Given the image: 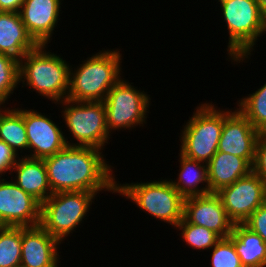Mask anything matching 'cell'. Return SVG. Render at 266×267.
Masks as SVG:
<instances>
[{"label": "cell", "mask_w": 266, "mask_h": 267, "mask_svg": "<svg viewBox=\"0 0 266 267\" xmlns=\"http://www.w3.org/2000/svg\"><path fill=\"white\" fill-rule=\"evenodd\" d=\"M103 151L94 147L66 146L43 159L52 193L102 191L116 193L114 168ZM108 163V164H107Z\"/></svg>", "instance_id": "6da1fadb"}, {"label": "cell", "mask_w": 266, "mask_h": 267, "mask_svg": "<svg viewBox=\"0 0 266 267\" xmlns=\"http://www.w3.org/2000/svg\"><path fill=\"white\" fill-rule=\"evenodd\" d=\"M47 46L37 45L19 60V83L57 105L67 98L71 65Z\"/></svg>", "instance_id": "7a4b0ae2"}, {"label": "cell", "mask_w": 266, "mask_h": 267, "mask_svg": "<svg viewBox=\"0 0 266 267\" xmlns=\"http://www.w3.org/2000/svg\"><path fill=\"white\" fill-rule=\"evenodd\" d=\"M120 49L100 50L73 70L70 66L67 98L73 101H104L111 88L121 79ZM77 68V69H76Z\"/></svg>", "instance_id": "3957f363"}, {"label": "cell", "mask_w": 266, "mask_h": 267, "mask_svg": "<svg viewBox=\"0 0 266 267\" xmlns=\"http://www.w3.org/2000/svg\"><path fill=\"white\" fill-rule=\"evenodd\" d=\"M220 8L229 33L228 61L237 64L250 60L256 42L266 34V18L257 0H229L221 3Z\"/></svg>", "instance_id": "277c9868"}, {"label": "cell", "mask_w": 266, "mask_h": 267, "mask_svg": "<svg viewBox=\"0 0 266 267\" xmlns=\"http://www.w3.org/2000/svg\"><path fill=\"white\" fill-rule=\"evenodd\" d=\"M126 197L151 217L173 226L183 219L184 197L174 188L169 179L147 182H117L116 194Z\"/></svg>", "instance_id": "5b68a950"}, {"label": "cell", "mask_w": 266, "mask_h": 267, "mask_svg": "<svg viewBox=\"0 0 266 267\" xmlns=\"http://www.w3.org/2000/svg\"><path fill=\"white\" fill-rule=\"evenodd\" d=\"M225 110L210 102L199 103L180 131V153L207 164L218 151Z\"/></svg>", "instance_id": "8992f818"}, {"label": "cell", "mask_w": 266, "mask_h": 267, "mask_svg": "<svg viewBox=\"0 0 266 267\" xmlns=\"http://www.w3.org/2000/svg\"><path fill=\"white\" fill-rule=\"evenodd\" d=\"M57 104H62L61 117L72 135L71 139L75 141H67L68 146L94 147L100 150L107 146L111 136L106 125L104 101H73L66 98Z\"/></svg>", "instance_id": "52a82bcc"}, {"label": "cell", "mask_w": 266, "mask_h": 267, "mask_svg": "<svg viewBox=\"0 0 266 267\" xmlns=\"http://www.w3.org/2000/svg\"><path fill=\"white\" fill-rule=\"evenodd\" d=\"M97 195L89 191L53 193L41 204L39 225L63 243L86 219Z\"/></svg>", "instance_id": "ba28073f"}, {"label": "cell", "mask_w": 266, "mask_h": 267, "mask_svg": "<svg viewBox=\"0 0 266 267\" xmlns=\"http://www.w3.org/2000/svg\"><path fill=\"white\" fill-rule=\"evenodd\" d=\"M131 84L133 83H129L122 75L104 99L106 125L110 136L112 131H130L146 124L151 106L150 95Z\"/></svg>", "instance_id": "9c48e42d"}, {"label": "cell", "mask_w": 266, "mask_h": 267, "mask_svg": "<svg viewBox=\"0 0 266 267\" xmlns=\"http://www.w3.org/2000/svg\"><path fill=\"white\" fill-rule=\"evenodd\" d=\"M216 194L234 224L243 223L266 202V183L251 171Z\"/></svg>", "instance_id": "30bf717a"}, {"label": "cell", "mask_w": 266, "mask_h": 267, "mask_svg": "<svg viewBox=\"0 0 266 267\" xmlns=\"http://www.w3.org/2000/svg\"><path fill=\"white\" fill-rule=\"evenodd\" d=\"M41 203L11 179L0 177V226L34 227L40 224Z\"/></svg>", "instance_id": "8fae6325"}, {"label": "cell", "mask_w": 266, "mask_h": 267, "mask_svg": "<svg viewBox=\"0 0 266 267\" xmlns=\"http://www.w3.org/2000/svg\"><path fill=\"white\" fill-rule=\"evenodd\" d=\"M50 118L45 113L37 112L34 108L24 109V124L28 140L27 152L30 153H25L24 156L44 159L67 146V134Z\"/></svg>", "instance_id": "7c38bea8"}, {"label": "cell", "mask_w": 266, "mask_h": 267, "mask_svg": "<svg viewBox=\"0 0 266 267\" xmlns=\"http://www.w3.org/2000/svg\"><path fill=\"white\" fill-rule=\"evenodd\" d=\"M260 134L237 108L235 110L225 108L218 151L244 158L252 166Z\"/></svg>", "instance_id": "4fadbf2b"}, {"label": "cell", "mask_w": 266, "mask_h": 267, "mask_svg": "<svg viewBox=\"0 0 266 267\" xmlns=\"http://www.w3.org/2000/svg\"><path fill=\"white\" fill-rule=\"evenodd\" d=\"M183 218L188 223L214 231L221 238H228L234 227L216 193L185 198Z\"/></svg>", "instance_id": "5bb4252c"}, {"label": "cell", "mask_w": 266, "mask_h": 267, "mask_svg": "<svg viewBox=\"0 0 266 267\" xmlns=\"http://www.w3.org/2000/svg\"><path fill=\"white\" fill-rule=\"evenodd\" d=\"M62 1L24 0L19 14L27 32L38 45L51 43L54 29L60 20Z\"/></svg>", "instance_id": "9a60e30c"}, {"label": "cell", "mask_w": 266, "mask_h": 267, "mask_svg": "<svg viewBox=\"0 0 266 267\" xmlns=\"http://www.w3.org/2000/svg\"><path fill=\"white\" fill-rule=\"evenodd\" d=\"M60 244L40 225L22 227L21 267H58Z\"/></svg>", "instance_id": "2e32d148"}, {"label": "cell", "mask_w": 266, "mask_h": 267, "mask_svg": "<svg viewBox=\"0 0 266 267\" xmlns=\"http://www.w3.org/2000/svg\"><path fill=\"white\" fill-rule=\"evenodd\" d=\"M14 173L16 175H13ZM9 175L14 176L10 179L41 204L53 194L43 159L30 158L21 154Z\"/></svg>", "instance_id": "e0dca14e"}, {"label": "cell", "mask_w": 266, "mask_h": 267, "mask_svg": "<svg viewBox=\"0 0 266 267\" xmlns=\"http://www.w3.org/2000/svg\"><path fill=\"white\" fill-rule=\"evenodd\" d=\"M38 44L27 32L19 13L0 11V53L20 60Z\"/></svg>", "instance_id": "ac0fdd59"}, {"label": "cell", "mask_w": 266, "mask_h": 267, "mask_svg": "<svg viewBox=\"0 0 266 267\" xmlns=\"http://www.w3.org/2000/svg\"><path fill=\"white\" fill-rule=\"evenodd\" d=\"M251 171L252 166L244 158L217 151L207 163L210 193L230 186Z\"/></svg>", "instance_id": "d6986e66"}, {"label": "cell", "mask_w": 266, "mask_h": 267, "mask_svg": "<svg viewBox=\"0 0 266 267\" xmlns=\"http://www.w3.org/2000/svg\"><path fill=\"white\" fill-rule=\"evenodd\" d=\"M178 157V177L176 180L169 179L174 188L184 198L210 193L207 164L188 158L180 152Z\"/></svg>", "instance_id": "ffe728a7"}, {"label": "cell", "mask_w": 266, "mask_h": 267, "mask_svg": "<svg viewBox=\"0 0 266 267\" xmlns=\"http://www.w3.org/2000/svg\"><path fill=\"white\" fill-rule=\"evenodd\" d=\"M244 267H266V243L243 223L234 224L229 235Z\"/></svg>", "instance_id": "44dd1931"}, {"label": "cell", "mask_w": 266, "mask_h": 267, "mask_svg": "<svg viewBox=\"0 0 266 267\" xmlns=\"http://www.w3.org/2000/svg\"><path fill=\"white\" fill-rule=\"evenodd\" d=\"M7 107L0 116V141L5 142L17 155L28 150L24 109ZM20 151V153H19ZM19 153V154H18Z\"/></svg>", "instance_id": "7402d4cb"}, {"label": "cell", "mask_w": 266, "mask_h": 267, "mask_svg": "<svg viewBox=\"0 0 266 267\" xmlns=\"http://www.w3.org/2000/svg\"><path fill=\"white\" fill-rule=\"evenodd\" d=\"M247 95L236 102L237 109L255 129L260 133H266V82L255 92Z\"/></svg>", "instance_id": "603a6c76"}, {"label": "cell", "mask_w": 266, "mask_h": 267, "mask_svg": "<svg viewBox=\"0 0 266 267\" xmlns=\"http://www.w3.org/2000/svg\"><path fill=\"white\" fill-rule=\"evenodd\" d=\"M22 227L0 226V267L21 266Z\"/></svg>", "instance_id": "cb8c5ba5"}, {"label": "cell", "mask_w": 266, "mask_h": 267, "mask_svg": "<svg viewBox=\"0 0 266 267\" xmlns=\"http://www.w3.org/2000/svg\"><path fill=\"white\" fill-rule=\"evenodd\" d=\"M175 229L181 231L179 235L186 242L187 246L196 251H210L221 239L214 231L203 226L188 223L184 218Z\"/></svg>", "instance_id": "d4e9b609"}, {"label": "cell", "mask_w": 266, "mask_h": 267, "mask_svg": "<svg viewBox=\"0 0 266 267\" xmlns=\"http://www.w3.org/2000/svg\"><path fill=\"white\" fill-rule=\"evenodd\" d=\"M19 83V60L0 53V98L8 102Z\"/></svg>", "instance_id": "484cf974"}, {"label": "cell", "mask_w": 266, "mask_h": 267, "mask_svg": "<svg viewBox=\"0 0 266 267\" xmlns=\"http://www.w3.org/2000/svg\"><path fill=\"white\" fill-rule=\"evenodd\" d=\"M211 249L210 265L212 267H244L229 237L221 238Z\"/></svg>", "instance_id": "4316f807"}, {"label": "cell", "mask_w": 266, "mask_h": 267, "mask_svg": "<svg viewBox=\"0 0 266 267\" xmlns=\"http://www.w3.org/2000/svg\"><path fill=\"white\" fill-rule=\"evenodd\" d=\"M252 171L266 183V133H261L257 139Z\"/></svg>", "instance_id": "83f0119b"}, {"label": "cell", "mask_w": 266, "mask_h": 267, "mask_svg": "<svg viewBox=\"0 0 266 267\" xmlns=\"http://www.w3.org/2000/svg\"><path fill=\"white\" fill-rule=\"evenodd\" d=\"M243 224L261 236L266 243V202L258 207Z\"/></svg>", "instance_id": "f1b7e54d"}, {"label": "cell", "mask_w": 266, "mask_h": 267, "mask_svg": "<svg viewBox=\"0 0 266 267\" xmlns=\"http://www.w3.org/2000/svg\"><path fill=\"white\" fill-rule=\"evenodd\" d=\"M19 155H17L5 142L0 141V177H5L11 171V168L17 162Z\"/></svg>", "instance_id": "f546056e"}, {"label": "cell", "mask_w": 266, "mask_h": 267, "mask_svg": "<svg viewBox=\"0 0 266 267\" xmlns=\"http://www.w3.org/2000/svg\"><path fill=\"white\" fill-rule=\"evenodd\" d=\"M24 0H0V11L19 13Z\"/></svg>", "instance_id": "4dcf8cb0"}, {"label": "cell", "mask_w": 266, "mask_h": 267, "mask_svg": "<svg viewBox=\"0 0 266 267\" xmlns=\"http://www.w3.org/2000/svg\"><path fill=\"white\" fill-rule=\"evenodd\" d=\"M261 13L266 18V0H257Z\"/></svg>", "instance_id": "1f68e13d"}, {"label": "cell", "mask_w": 266, "mask_h": 267, "mask_svg": "<svg viewBox=\"0 0 266 267\" xmlns=\"http://www.w3.org/2000/svg\"><path fill=\"white\" fill-rule=\"evenodd\" d=\"M6 101H4V100H2L1 98H0V116L6 111V103H5ZM3 107V108H2Z\"/></svg>", "instance_id": "d6a6232c"}, {"label": "cell", "mask_w": 266, "mask_h": 267, "mask_svg": "<svg viewBox=\"0 0 266 267\" xmlns=\"http://www.w3.org/2000/svg\"><path fill=\"white\" fill-rule=\"evenodd\" d=\"M226 1H229V0H218L217 3L219 2L218 4H221V3H224Z\"/></svg>", "instance_id": "836d02e7"}]
</instances>
